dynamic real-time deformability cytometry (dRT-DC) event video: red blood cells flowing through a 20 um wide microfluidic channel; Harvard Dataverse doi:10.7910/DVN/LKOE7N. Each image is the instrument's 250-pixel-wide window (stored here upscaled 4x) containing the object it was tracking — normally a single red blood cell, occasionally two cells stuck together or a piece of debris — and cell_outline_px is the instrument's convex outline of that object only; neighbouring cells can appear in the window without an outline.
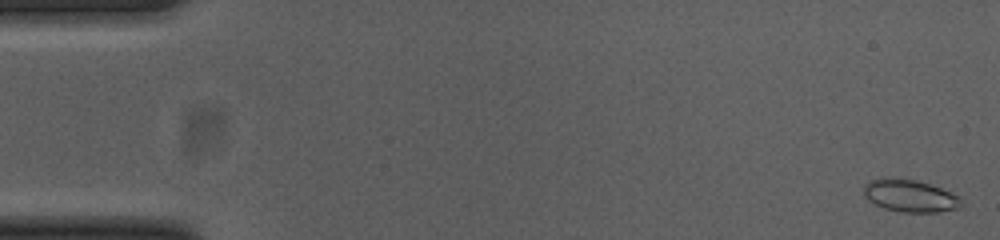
{"species": "common noctule bat (a hibernating species)", "species_latin": "Nyctalus noctula", "temperature_condition": "cold", "stored_images_in_passage": 55, "camera_frame_rate_fps": 3000, "um_per_image_px": 0.085, "animal": {"sex": "female", "body_mass_g": 23.0, "forearm_length_mm": 53.4}, "frame": {"image": 1, "passage_image": 1, "time_ms": 0.0, "image_size_px": [1000, 240], "cell_outline_px": [[960, 208], [936, 212], [900, 212], [884, 208], [868, 200], [864, 196], [864, 184], [872, 180], [884, 176], [888, 176], [916, 180], [940, 188], [960, 196]], "centroid_in_image_um": [77.31, 16.63], "position_along_channel_um": 7.7, "area_um2": 18.44}}
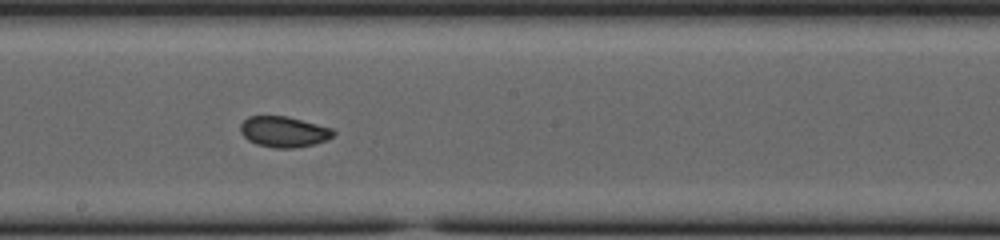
{"frame": {"image": 2, "passage_image": 30, "time_ms": 9.667, "image_size_px": [1000, 240], "cell_outline_px": [[336, 132], [328, 140], [312, 144], [292, 148], [276, 148], [256, 144], [248, 140], [240, 132], [240, 124], [248, 116], [288, 116], [332, 128]], "centroid_in_image_um": [24.11, 11.19], "position_along_channel_um": 224.1, "area_um2": 16.65}}
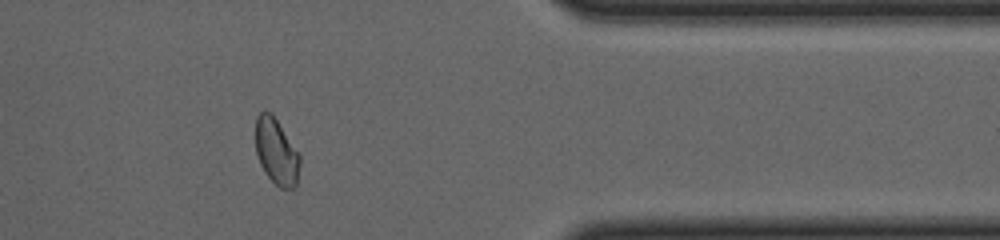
{"frame": {"image": 3, "passage_image": 45, "time_ms": 14.667, "image_size_px": [1000, 240], "cell_outline_px": [[300, 164], [296, 184], [292, 188], [280, 188], [264, 172], [260, 164], [256, 152], [256, 116], [264, 108], [272, 112], [300, 156]], "centroid_in_image_um": [23.47, 12.84], "position_along_channel_um": 387.9, "area_um2": 16.99}, "authors_computed_cell_mechanics": {"area_um2": 17.1666, "velocity_mm_per_s": 3.688, "shape_relaxation_time_tau1_ms": 10.9233, "shape_relaxation_time_tau2_ms": 0.9752, "deformation_change_tau1": 0.1421, "deformation_change_tau2": 0.0443}}